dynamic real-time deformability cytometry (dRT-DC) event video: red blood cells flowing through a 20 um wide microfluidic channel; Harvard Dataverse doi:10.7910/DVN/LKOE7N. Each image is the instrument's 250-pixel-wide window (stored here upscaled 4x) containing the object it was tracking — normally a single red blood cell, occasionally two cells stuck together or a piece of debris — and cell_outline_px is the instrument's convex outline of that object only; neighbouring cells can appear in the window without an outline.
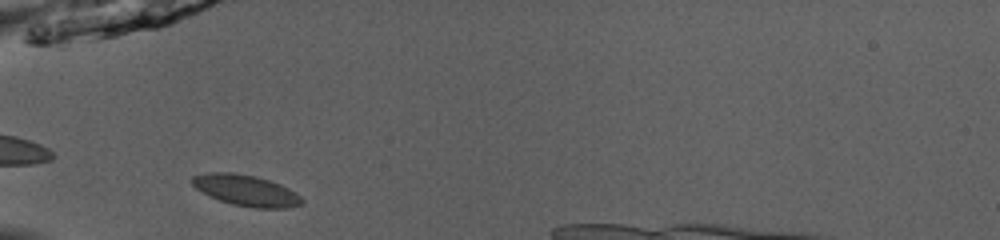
{"species": "common noctule bat (a hibernating species)", "species_latin": "Nyctalus noctula", "temperature_condition": "room temperature", "stored_images_in_passage": 12, "camera_frame_rate_fps": 3000, "um_per_image_px": 0.085, "animal": {"sex": "male", "body_mass_g": 13.0, "forearm_length_mm": 53.1}, "frame": {"image": 1, "passage_image": 1, "time_ms": 0.0, "image_size_px": [1000, 240], "cell_outline_px": [[304, 204], [288, 208], [252, 208], [232, 204], [220, 200], [196, 188], [192, 184], [192, 176], [204, 172], [232, 172], [256, 176], [280, 184], [296, 192], [304, 200]], "centroid_in_image_um": [20.95, 16.18], "position_along_channel_um": 64.1, "area_um2": 19.88}}
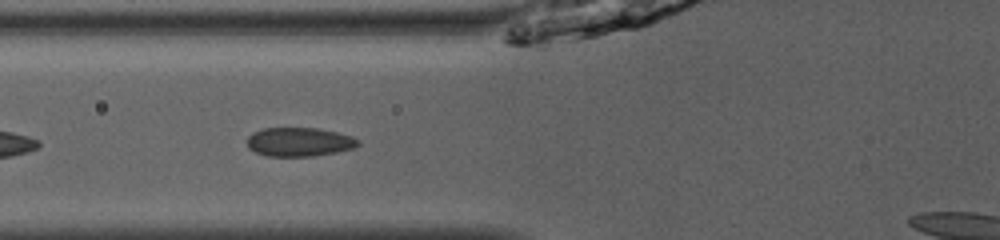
{"frame": {"image": 2, "passage_image": 4, "time_ms": 1.0, "image_size_px": [1000, 240], "cell_outline_px": [[360, 144], [356, 148], [336, 152], [312, 156], [268, 156], [256, 152], [248, 148], [248, 136], [252, 132], [264, 128], [316, 128], [336, 132], [352, 136], [360, 140]], "centroid_in_image_um": [25.46, 12.06], "position_along_channel_um": 100.3, "area_um2": 18.73}}